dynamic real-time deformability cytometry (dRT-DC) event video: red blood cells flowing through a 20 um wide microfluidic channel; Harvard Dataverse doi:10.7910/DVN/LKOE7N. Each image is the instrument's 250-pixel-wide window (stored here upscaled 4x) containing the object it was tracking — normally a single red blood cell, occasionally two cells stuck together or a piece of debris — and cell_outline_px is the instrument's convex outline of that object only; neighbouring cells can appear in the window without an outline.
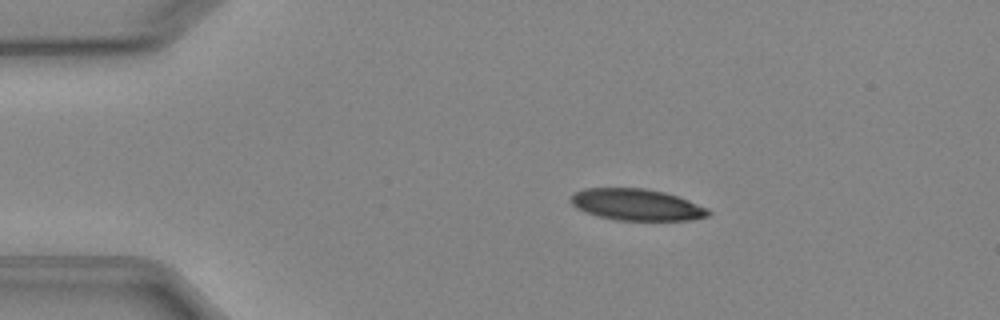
{"species": "Egyptian fruit bat (a non-hibernating species)", "species_latin": "Rousettus aegyptiacus", "temperature_condition": "cold", "stored_images_in_passage": 6, "camera_frame_rate_fps": 3000, "um_per_image_px": 0.085, "animal": {"sex": "female"}, "frame": {"image": 1, "passage_image": 3, "time_ms": 2.333, "image_size_px": [1000, 320], "cell_outline_px": [[712, 212], [708, 216], [692, 220], [616, 220], [596, 216], [576, 208], [572, 204], [572, 192], [584, 188], [644, 188], [664, 192], [688, 200], [708, 208]], "centroid_in_image_um": [54.11, 17.4], "position_along_channel_um": 30.9, "area_um2": 25.32}}